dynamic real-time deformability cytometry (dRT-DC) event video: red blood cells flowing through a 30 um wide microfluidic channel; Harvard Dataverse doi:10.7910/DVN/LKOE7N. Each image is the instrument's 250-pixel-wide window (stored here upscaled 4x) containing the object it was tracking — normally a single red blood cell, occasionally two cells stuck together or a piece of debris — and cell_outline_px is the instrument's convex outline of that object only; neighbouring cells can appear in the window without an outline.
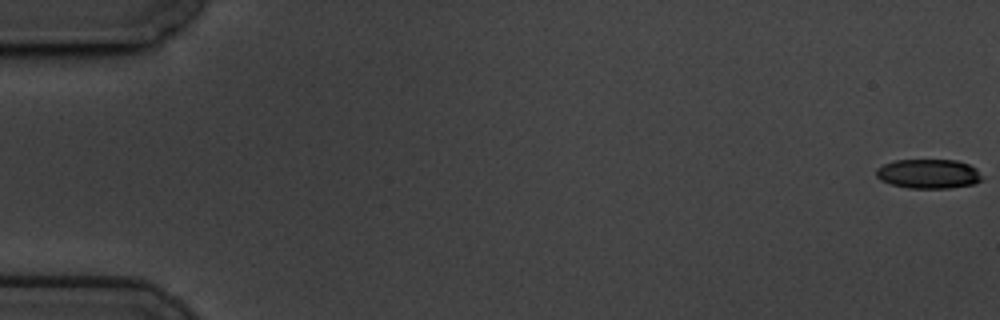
{"species": "common noctule bat (a hibernating species)", "species_latin": "Nyctalus noctula", "temperature_condition": "cold", "stored_images_in_passage": 60, "camera_frame_rate_fps": 3000, "um_per_image_px": 0.085, "animal": {"sex": "male", "body_mass_g": 19.5, "forearm_length_mm": 54.6}, "frame": {"image": 1, "passage_image": 1, "time_ms": 0.0, "image_size_px": [1000, 320], "cell_outline_px": [[984, 180], [976, 184], [948, 188], [908, 188], [892, 184], [880, 180], [876, 176], [876, 168], [884, 164], [896, 160], [956, 160], [968, 164], [976, 168]], "centroid_in_image_um": [78.94, 14.78], "position_along_channel_um": 6.1, "area_um2": 18.21}}
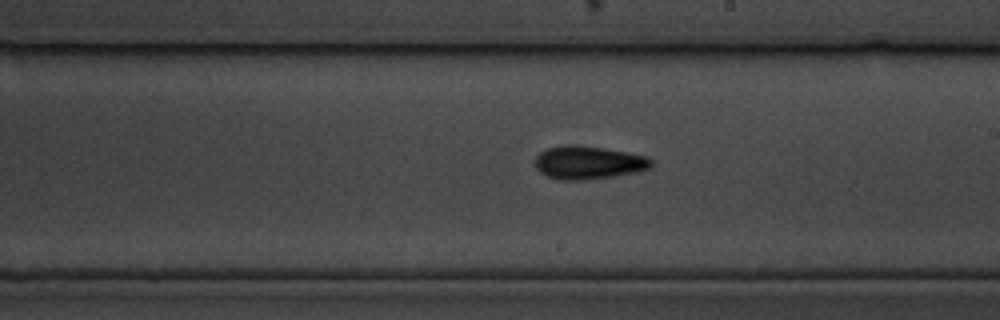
{"frame": {"image": 2, "passage_image": 35, "time_ms": 11.333, "image_size_px": [1000, 320], "cell_outline_px": [[652, 168], [636, 172], [612, 176], [580, 180], [560, 180], [548, 176], [540, 172], [536, 168], [532, 160], [540, 152], [548, 148], [568, 144], [604, 148], [628, 152], [648, 156], [652, 160]], "centroid_in_image_um": [50.0, 13.81], "position_along_channel_um": 239.0, "area_um2": 22.54}}
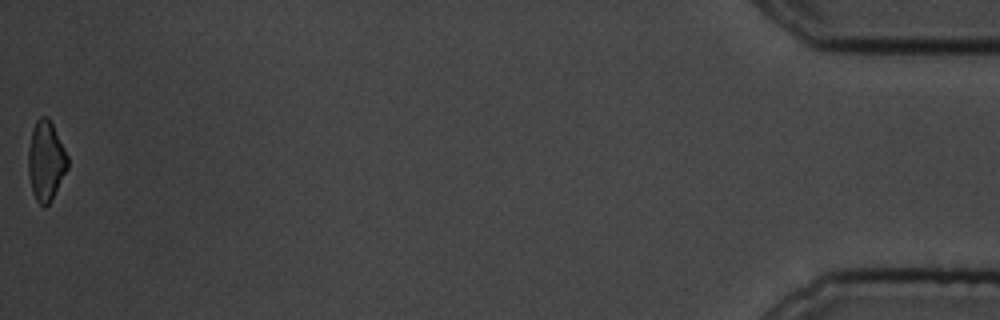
{"frame": {"image": 3, "passage_image": 60, "time_ms": 19.667, "image_size_px": [1000, 320], "cell_outline_px": [[68, 168], [52, 200], [44, 208], [36, 200], [28, 176], [28, 148], [32, 128], [36, 120], [40, 116], [48, 116], [68, 156]], "centroid_in_image_um": [3.9, 13.67], "position_along_channel_um": 431.3, "area_um2": 18.38}, "authors_computed_cell_mechanics": {"area_um2": 20.23, "velocity_mm_per_s": 3.4271, "shape_relaxation_time_tau1_ms": 3.8487, "shape_relaxation_time_tau2_ms": 7.0493, "deformation_change_tau1": 0.1011, "deformation_change_tau2": 0.1616}}